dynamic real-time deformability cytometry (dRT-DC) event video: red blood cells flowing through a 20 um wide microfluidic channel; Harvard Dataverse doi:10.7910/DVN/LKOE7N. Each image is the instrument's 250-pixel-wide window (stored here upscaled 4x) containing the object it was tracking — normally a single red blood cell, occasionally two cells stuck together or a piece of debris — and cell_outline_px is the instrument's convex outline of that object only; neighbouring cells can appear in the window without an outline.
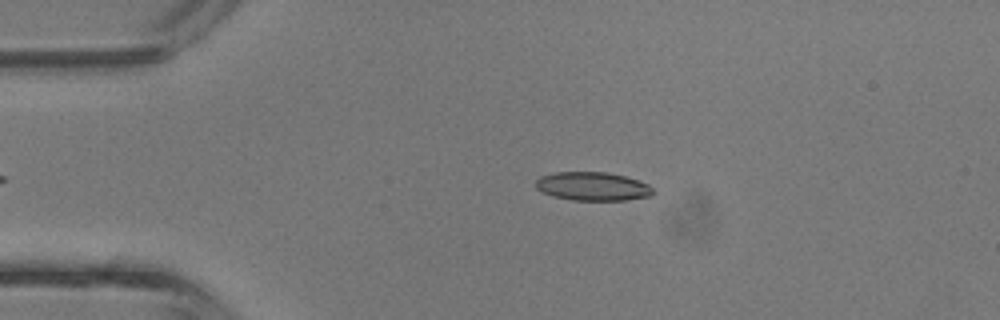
{"species": "common noctule bat (a hibernating species)", "species_latin": "Nyctalus noctula", "temperature_condition": "room temperature", "stored_images_in_passage": 2, "camera_frame_rate_fps": 3000, "um_per_image_px": 0.085, "animal": {"sex": "male", "body_mass_g": 13.3}, "frame": {"image": 1, "passage_image": 1, "time_ms": 0.0, "image_size_px": [1000, 320], "cell_outline_px": [[656, 192], [652, 196], [624, 200], [572, 200], [552, 196], [540, 192], [536, 188], [536, 180], [540, 176], [552, 172], [608, 172], [640, 180], [648, 184]], "centroid_in_image_um": [50.37, 15.84], "position_along_channel_um": 34.6, "area_um2": 19.83}}